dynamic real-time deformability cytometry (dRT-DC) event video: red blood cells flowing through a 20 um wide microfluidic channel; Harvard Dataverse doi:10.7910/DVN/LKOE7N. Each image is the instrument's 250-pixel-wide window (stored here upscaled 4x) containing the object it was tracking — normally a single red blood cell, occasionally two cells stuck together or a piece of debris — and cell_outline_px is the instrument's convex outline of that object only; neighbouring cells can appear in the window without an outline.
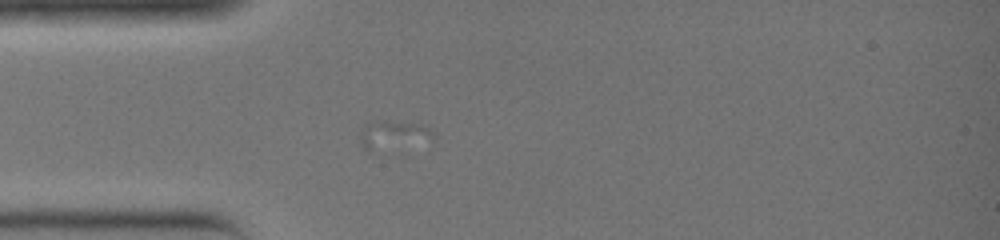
{"species": "common noctule bat (a hibernating species)", "species_latin": "Nyctalus noctula", "temperature_condition": "warm", "stored_images_in_passage": 3, "camera_frame_rate_fps": 3000, "um_per_image_px": 0.085, "animal": {"sex": "female", "body_mass_g": 19.0, "forearm_length_mm": 51.5}, "frame": {"image": 1, "passage_image": 1, "time_ms": 0.0, "image_size_px": [1000, 240], "cell_outline_px": [[436, 136], [432, 140], [368, 152], [360, 144], [360, 136], [364, 124], [372, 120], [420, 124], [428, 128]], "centroid_in_image_um": [33.37, 11.46], "position_along_channel_um": 51.6, "area_um2": 12.02}}